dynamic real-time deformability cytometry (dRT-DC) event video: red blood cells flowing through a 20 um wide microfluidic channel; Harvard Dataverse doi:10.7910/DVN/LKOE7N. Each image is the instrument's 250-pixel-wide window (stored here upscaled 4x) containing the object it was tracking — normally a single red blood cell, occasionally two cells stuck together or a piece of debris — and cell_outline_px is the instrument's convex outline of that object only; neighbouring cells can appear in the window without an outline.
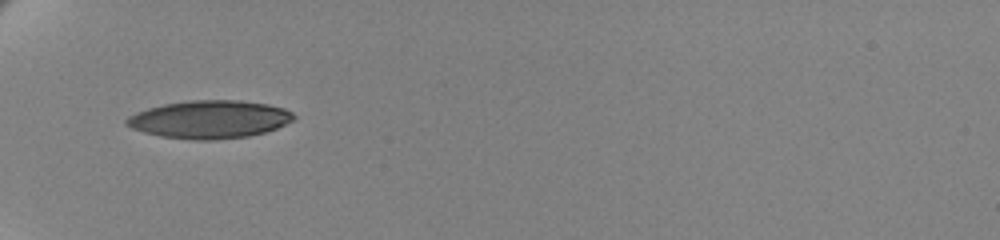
{"species": "human", "species_latin": "Homo sapiens", "temperature_condition": "cold", "stored_images_in_passage": 38, "camera_frame_rate_fps": 3000, "um_per_image_px": 0.085, "donor": {"sex": "female"}, "frame": {"image": 1, "passage_image": 1, "time_ms": 0.0, "image_size_px": [1000, 240], "cell_outline_px": [[296, 116], [292, 120], [276, 128], [264, 132], [248, 136], [212, 140], [196, 140], [160, 136], [144, 132], [132, 128], [124, 124], [124, 120], [128, 116], [136, 112], [148, 108], [164, 104], [192, 100], [240, 100], [268, 104], [284, 108], [292, 112]], "centroid_in_image_um": [17.79, 10.14], "position_along_channel_um": 67.2, "area_um2": 36.88}}
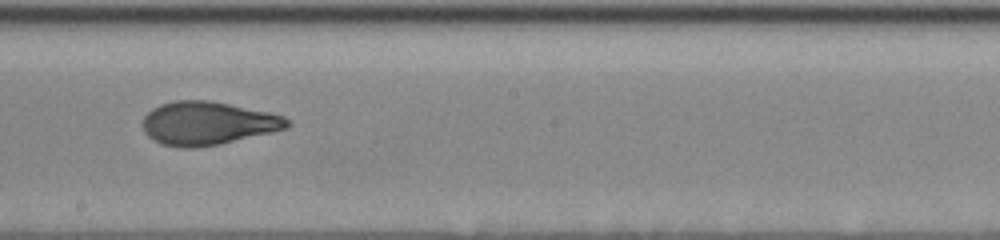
{"frame": {"image": 2, "passage_image": 16, "time_ms": 5.0, "image_size_px": [1000, 240], "cell_outline_px": [[288, 128], [272, 132], [220, 144], [196, 148], [180, 148], [160, 144], [152, 140], [144, 132], [144, 116], [152, 108], [160, 104], [176, 100], [208, 100], [268, 112], [284, 116], [288, 120]], "centroid_in_image_um": [17.61, 10.49], "position_along_channel_um": 230.6, "area_um2": 36.41}}
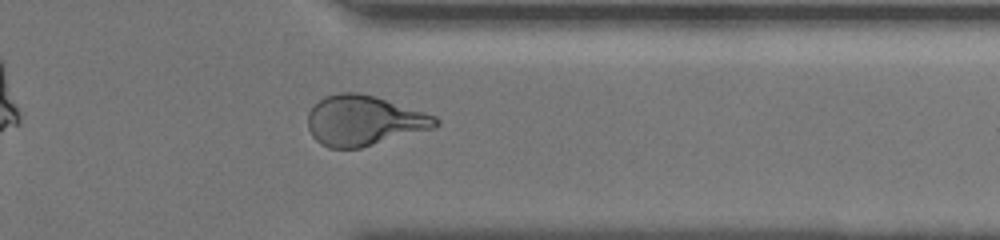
{"frame": {"image": 3, "passage_image": 29, "time_ms": 9.333, "image_size_px": [1000, 240], "cell_outline_px": [[440, 124], [436, 128], [360, 148], [328, 148], [320, 144], [312, 136], [308, 128], [308, 112], [324, 96], [340, 92], [360, 92], [424, 112], [436, 116], [440, 120]], "centroid_in_image_um": [30.94, 10.26], "position_along_channel_um": 380.5, "area_um2": 37.34}, "authors_computed_cell_mechanics": {"area_um2": 36.703, "velocity_mm_per_s": 3.4651, "shape_relaxation_time_tau1_ms": 4.3501, "shape_relaxation_time_tau2_ms": 1.305, "deformation_change_tau1": 0.1869, "deformation_change_tau2": 0.0747}}